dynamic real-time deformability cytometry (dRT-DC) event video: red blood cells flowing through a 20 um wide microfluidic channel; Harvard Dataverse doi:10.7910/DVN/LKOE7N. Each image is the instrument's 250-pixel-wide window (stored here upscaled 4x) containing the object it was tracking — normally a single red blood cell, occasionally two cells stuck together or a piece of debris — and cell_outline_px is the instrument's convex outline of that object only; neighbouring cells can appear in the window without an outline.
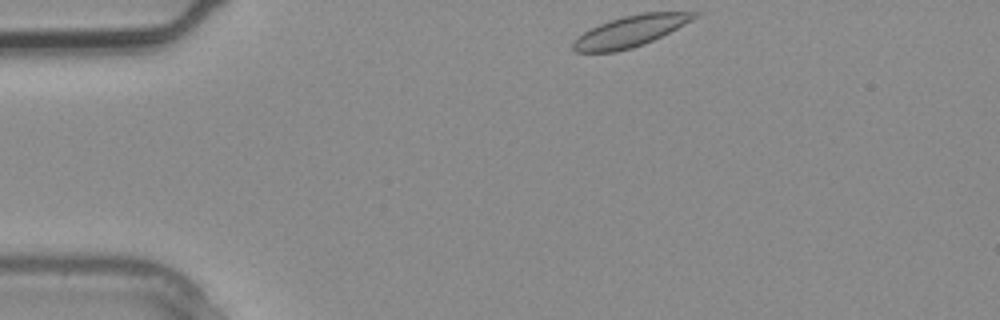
{"species": "common noctule bat (a hibernating species)", "species_latin": "Nyctalus noctula", "temperature_condition": "warm", "stored_images_in_passage": 1, "camera_frame_rate_fps": 3000, "um_per_image_px": 0.085, "animal": {"sex": "male", "body_mass_g": 20.4}, "frame": {"image": 1, "passage_image": 1, "time_ms": 0.0, "image_size_px": [1000, 320], "cell_outline_px": [[700, 16], [644, 44], [632, 48], [616, 52], [576, 52], [572, 48], [572, 44], [584, 32], [600, 24], [624, 16], [644, 12], [700, 12]], "centroid_in_image_um": [53.6, 2.65], "position_along_channel_um": 31.4, "area_um2": 21.5}}